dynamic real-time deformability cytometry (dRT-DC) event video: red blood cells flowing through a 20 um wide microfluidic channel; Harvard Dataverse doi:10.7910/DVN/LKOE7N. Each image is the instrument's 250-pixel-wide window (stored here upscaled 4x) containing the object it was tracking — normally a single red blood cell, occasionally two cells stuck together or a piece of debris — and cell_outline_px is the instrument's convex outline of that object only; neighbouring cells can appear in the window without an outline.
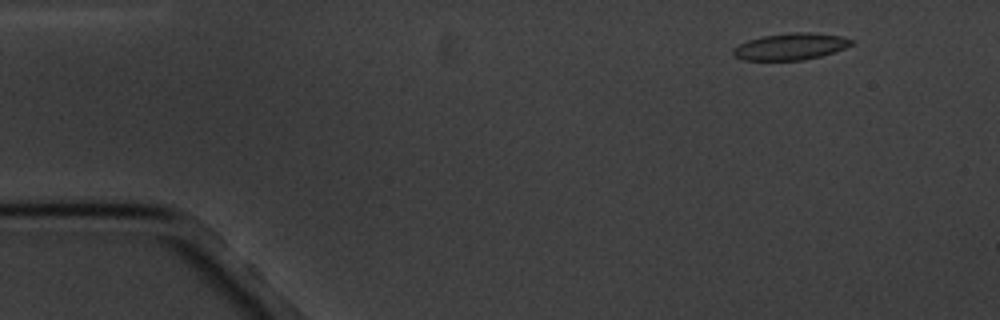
{"species": "common noctule bat (a hibernating species)", "species_latin": "Nyctalus noctula", "temperature_condition": "cold", "stored_images_in_passage": 5, "camera_frame_rate_fps": 3000, "um_per_image_px": 0.085, "animal": {"sex": "male", "body_mass_g": 20.1, "forearm_length_mm": 53.5}, "frame": {"image": 1, "passage_image": 2, "time_ms": 1.0, "image_size_px": [1000, 320], "cell_outline_px": [[856, 40], [852, 44], [844, 48], [820, 56], [804, 60], [744, 60], [736, 56], [732, 52], [732, 48], [748, 40], [760, 36], [788, 32], [808, 32], [840, 36]], "centroid_in_image_um": [67.19, 3.94], "position_along_channel_um": 17.8, "area_um2": 18.38}}
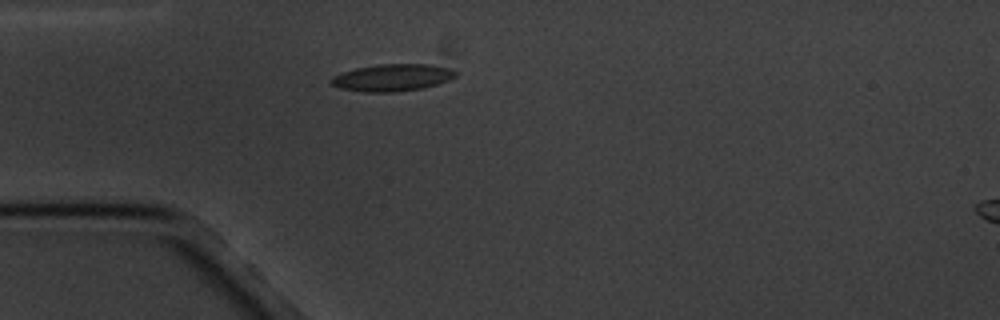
{"frame": {"image": 2, "passage_image": 4, "time_ms": 4.333, "image_size_px": [1000, 320], "cell_outline_px": [[460, 72], [456, 76], [448, 80], [424, 88], [396, 92], [364, 92], [340, 88], [328, 84], [328, 80], [332, 76], [356, 68], [376, 64], [432, 64], [448, 68]], "centroid_in_image_um": [33.33, 6.59], "position_along_channel_um": 51.7, "area_um2": 19.88}}